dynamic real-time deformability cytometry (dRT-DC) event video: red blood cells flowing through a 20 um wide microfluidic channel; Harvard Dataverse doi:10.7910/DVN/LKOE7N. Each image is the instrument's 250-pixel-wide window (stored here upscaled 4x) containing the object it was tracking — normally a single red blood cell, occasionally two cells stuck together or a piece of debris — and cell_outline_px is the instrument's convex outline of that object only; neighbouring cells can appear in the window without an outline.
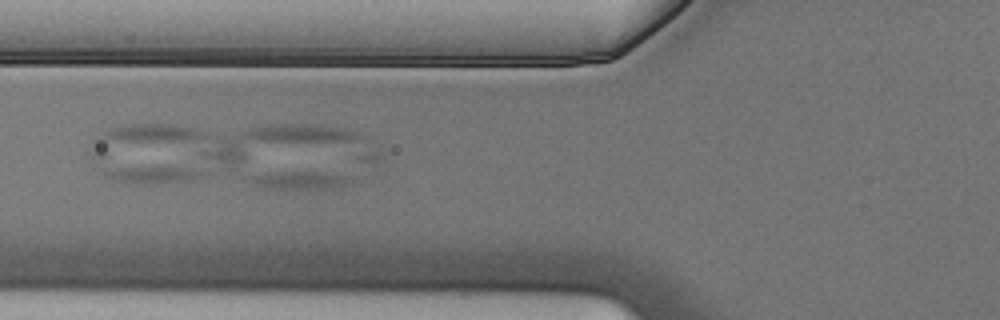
{"species": "Egyptian fruit bat (a non-hibernating species)", "species_latin": "Rousettus aegyptiacus", "temperature_condition": "cold", "stored_images_in_passage": 6, "camera_frame_rate_fps": 3000, "um_per_image_px": 0.085, "animal": {"sex": "male"}, "frame": {"image": 1, "passage_image": 6, "time_ms": 1.667, "image_size_px": [1000, 320], "cell_outline_px": [[352, 184], [324, 188], [264, 188], [252, 184], [244, 180], [240, 176], [284, 172], [316, 172], [352, 176]], "centroid_in_image_um": [25.35, 15.31], "position_along_channel_um": 100.4, "area_um2": 10.58}}